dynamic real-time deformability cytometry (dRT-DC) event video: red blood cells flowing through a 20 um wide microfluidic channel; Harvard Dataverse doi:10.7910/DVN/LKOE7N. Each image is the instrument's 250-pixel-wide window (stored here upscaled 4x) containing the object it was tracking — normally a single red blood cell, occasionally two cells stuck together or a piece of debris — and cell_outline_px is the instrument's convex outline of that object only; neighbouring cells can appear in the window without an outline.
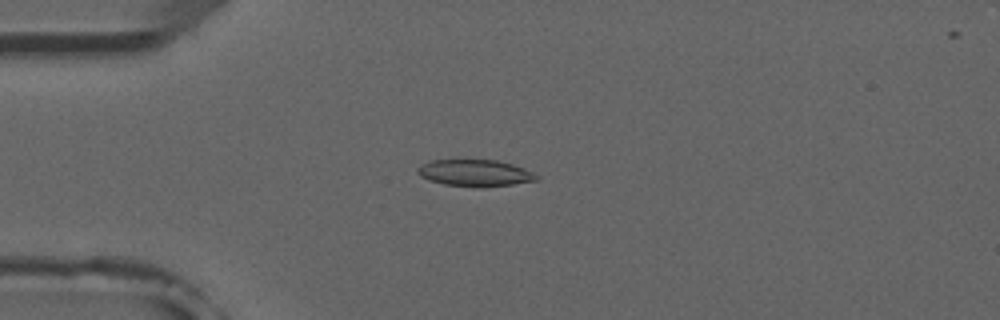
{"species": "common noctule bat (a hibernating species)", "species_latin": "Nyctalus noctula", "temperature_condition": "room temperature", "stored_images_in_passage": 3, "camera_frame_rate_fps": 3000, "um_per_image_px": 0.085, "animal": {"sex": "male", "forearm_length_mm": 52.5}, "frame": {"image": 1, "passage_image": 3, "time_ms": 2.333, "image_size_px": [1000, 320], "cell_outline_px": [[540, 176], [536, 180], [512, 184], [480, 188], [476, 188], [444, 184], [428, 180], [420, 176], [416, 172], [416, 168], [432, 160], [496, 160], [512, 164], [524, 168]], "centroid_in_image_um": [40.36, 14.71], "position_along_channel_um": 44.6, "area_um2": 18.55}}